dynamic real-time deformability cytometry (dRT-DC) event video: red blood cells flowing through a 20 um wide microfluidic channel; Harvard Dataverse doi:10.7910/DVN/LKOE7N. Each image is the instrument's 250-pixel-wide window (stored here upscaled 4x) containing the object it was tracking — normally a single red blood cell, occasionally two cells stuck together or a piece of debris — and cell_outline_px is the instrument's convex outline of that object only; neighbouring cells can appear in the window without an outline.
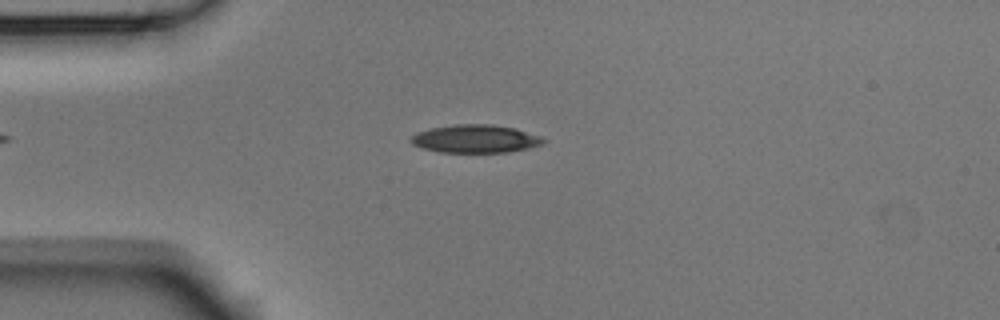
{"species": "Egyptian fruit bat (a non-hibernating species)", "species_latin": "Rousettus aegyptiacus", "temperature_condition": "room temperature", "stored_images_in_passage": 8, "camera_frame_rate_fps": 3000, "um_per_image_px": 0.085, "animal": {"sex": "male"}, "frame": {"image": 1, "passage_image": 3, "time_ms": 0.667, "image_size_px": [1000, 320], "cell_outline_px": [[548, 140], [544, 144], [528, 148], [508, 152], [440, 152], [424, 148], [412, 144], [408, 140], [416, 132], [432, 128], [456, 124], [492, 124], [516, 128], [544, 136]], "centroid_in_image_um": [40.48, 11.79], "position_along_channel_um": 44.5, "area_um2": 21.91}}
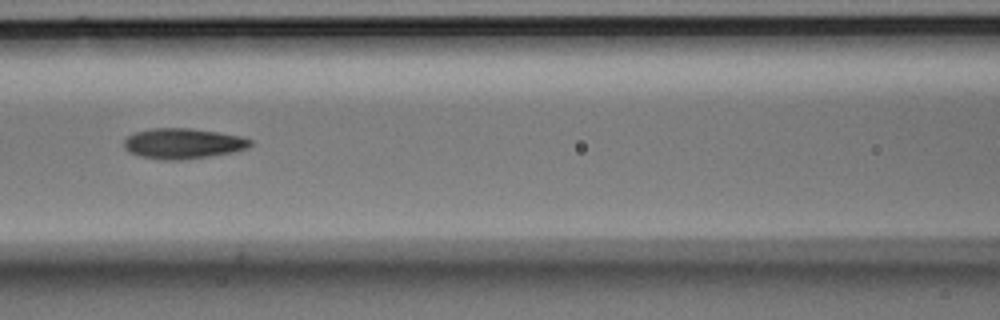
{"frame": {"image": 2, "passage_image": 6, "time_ms": 1.667, "image_size_px": [1000, 320], "cell_outline_px": [[252, 144], [248, 148], [232, 152], [208, 156], [180, 160], [168, 160], [140, 156], [128, 152], [124, 148], [124, 140], [128, 136], [136, 132], [152, 128], [192, 128], [220, 132], [244, 136], [252, 140]], "centroid_in_image_um": [15.58, 12.18], "position_along_channel_um": 151.0, "area_um2": 22.48}}
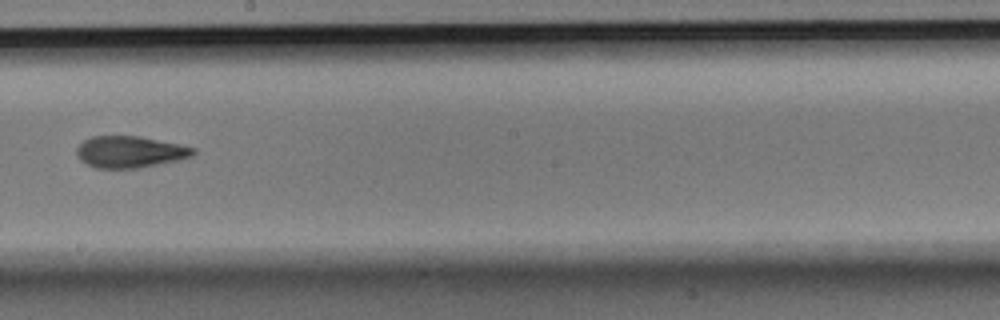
{"frame": {"image": 3, "passage_image": 8, "time_ms": 2.333, "image_size_px": [1000, 320], "cell_outline_px": [[196, 152], [192, 156], [180, 160], [136, 168], [96, 168], [80, 160], [76, 156], [76, 148], [84, 140], [92, 136], [140, 136], [180, 144], [196, 148]], "centroid_in_image_um": [11.05, 12.9], "position_along_channel_um": 237.1, "area_um2": 21.56}}